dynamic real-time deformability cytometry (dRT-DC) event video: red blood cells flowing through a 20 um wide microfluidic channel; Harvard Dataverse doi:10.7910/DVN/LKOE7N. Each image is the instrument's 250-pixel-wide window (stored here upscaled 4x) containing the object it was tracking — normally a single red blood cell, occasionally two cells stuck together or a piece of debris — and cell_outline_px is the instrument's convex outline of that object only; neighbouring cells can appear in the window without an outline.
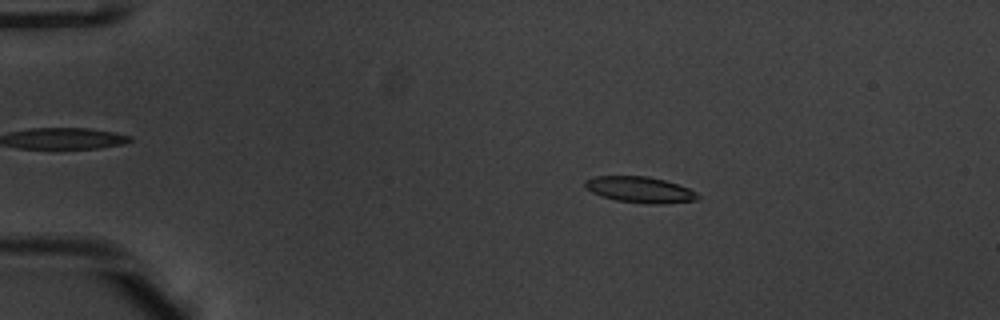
{"species": "common noctule bat (a hibernating species)", "species_latin": "Nyctalus noctula", "temperature_condition": "warm", "stored_images_in_passage": 45, "camera_frame_rate_fps": 3000, "um_per_image_px": 0.085, "animal": {"sex": "male", "body_mass_g": 20.1, "forearm_length_mm": 53.5}, "frame": {"image": 1, "passage_image": 2, "time_ms": 0.333, "image_size_px": [1000, 320], "cell_outline_px": [[700, 196], [696, 200], [664, 204], [648, 204], [616, 200], [600, 196], [592, 192], [584, 184], [584, 180], [596, 176], [648, 176], [664, 180], [688, 188], [696, 192]], "centroid_in_image_um": [54.39, 16.13], "position_along_channel_um": 30.6, "area_um2": 17.05}}
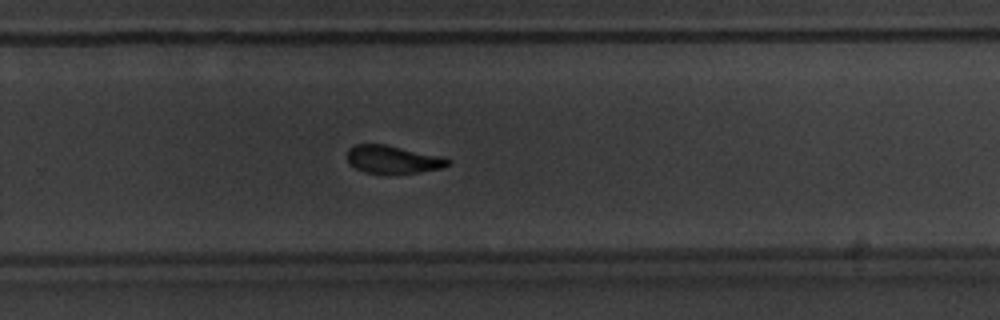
{"frame": {"image": 2, "passage_image": 28, "time_ms": 9.0, "image_size_px": [1000, 320], "cell_outline_px": [[452, 160], [444, 168], [420, 172], [364, 172], [356, 168], [348, 160], [348, 148], [356, 144], [384, 144], [444, 156]], "centroid_in_image_um": [33.45, 13.53], "position_along_channel_um": 296.3, "area_um2": 16.13}}
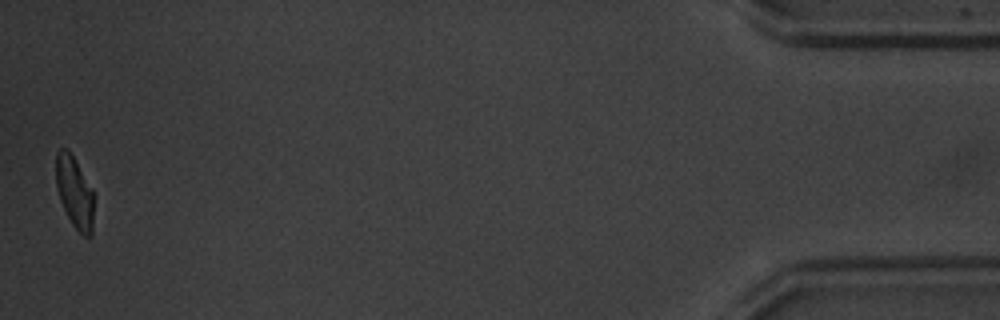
{"frame": {"image": 3, "passage_image": 45, "time_ms": 14.667, "image_size_px": [1000, 320], "cell_outline_px": [[92, 236], [84, 236], [72, 224], [60, 200], [56, 184], [56, 152], [60, 148], [68, 148], [92, 188]], "centroid_in_image_um": [6.31, 16.3], "position_along_channel_um": 428.9, "area_um2": 15.49}, "authors_computed_cell_mechanics": {"area_um2": 17.3978, "velocity_mm_per_s": 3.8178, "shape_relaxation_time_tau1_ms": 2.408, "shape_relaxation_time_tau2_ms": 2.4096, "deformation_change_tau1": 0.1622, "deformation_change_tau2": 0.1073}}